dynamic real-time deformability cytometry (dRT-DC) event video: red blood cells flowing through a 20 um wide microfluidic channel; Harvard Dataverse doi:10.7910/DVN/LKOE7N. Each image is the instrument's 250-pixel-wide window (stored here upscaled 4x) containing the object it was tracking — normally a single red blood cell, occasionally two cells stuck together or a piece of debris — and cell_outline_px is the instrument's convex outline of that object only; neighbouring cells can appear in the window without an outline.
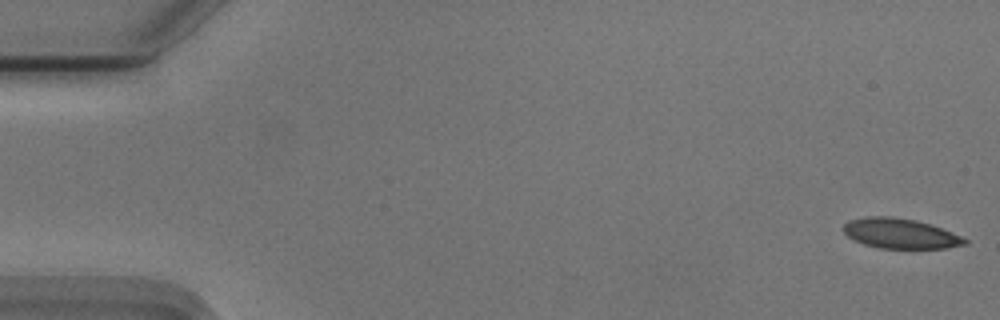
{"species": "Egyptian fruit bat (a non-hibernating species)", "species_latin": "Rousettus aegyptiacus", "temperature_condition": "cold", "stored_images_in_passage": 55, "camera_frame_rate_fps": 3000, "um_per_image_px": 0.085, "animal": {"sex": "male"}, "frame": {"image": 1, "passage_image": 1, "time_ms": 0.0, "image_size_px": [1000, 320], "cell_outline_px": [[968, 244], [944, 248], [880, 248], [864, 244], [848, 236], [844, 232], [844, 224], [848, 220], [864, 216], [892, 216], [916, 220], [952, 232], [968, 240]], "centroid_in_image_um": [76.51, 19.83], "position_along_channel_um": 8.5, "area_um2": 21.1}}
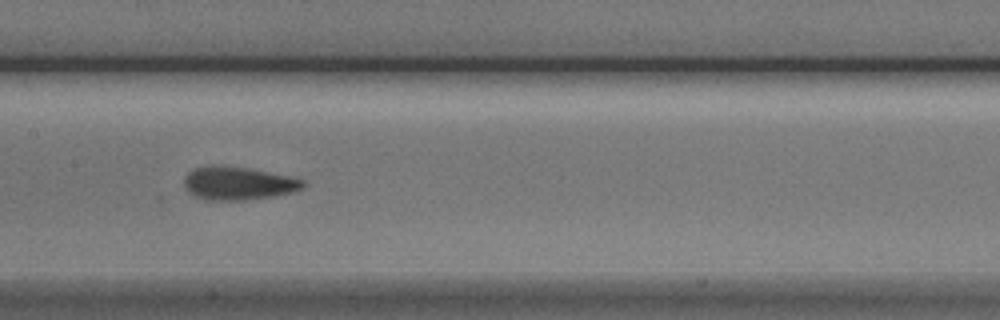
{"frame": {"image": 2, "passage_image": 27, "time_ms": 8.667, "image_size_px": [1000, 320], "cell_outline_px": [[304, 188], [292, 192], [272, 196], [244, 200], [204, 200], [192, 196], [184, 188], [184, 176], [188, 172], [196, 168], [248, 168], [288, 176], [304, 180]], "centroid_in_image_um": [20.23, 15.63], "position_along_channel_um": 187.2, "area_um2": 22.37}}
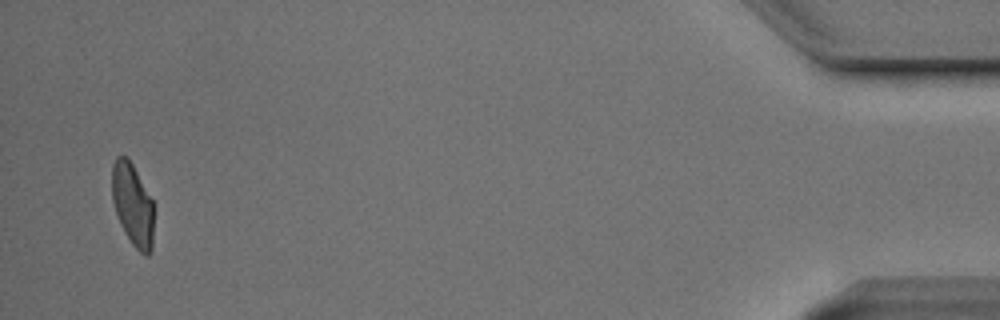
{"frame": {"image": 3, "passage_image": 53, "time_ms": 17.333, "image_size_px": [1000, 320], "cell_outline_px": [[152, 248], [148, 256], [144, 256], [132, 244], [124, 232], [120, 224], [112, 200], [112, 164], [116, 156], [124, 156], [132, 164], [152, 200]], "centroid_in_image_um": [11.25, 17.41], "position_along_channel_um": 424.0, "area_um2": 19.77}, "authors_computed_cell_mechanics": {"area_um2": 22.1952, "velocity_mm_per_s": 3.7137, "shape_relaxation_time_tau1_ms": 4.2478, "shape_relaxation_time_tau2_ms": 1.6137, "deformation_change_tau1": 0.1398, "deformation_change_tau2": 0.0701}}